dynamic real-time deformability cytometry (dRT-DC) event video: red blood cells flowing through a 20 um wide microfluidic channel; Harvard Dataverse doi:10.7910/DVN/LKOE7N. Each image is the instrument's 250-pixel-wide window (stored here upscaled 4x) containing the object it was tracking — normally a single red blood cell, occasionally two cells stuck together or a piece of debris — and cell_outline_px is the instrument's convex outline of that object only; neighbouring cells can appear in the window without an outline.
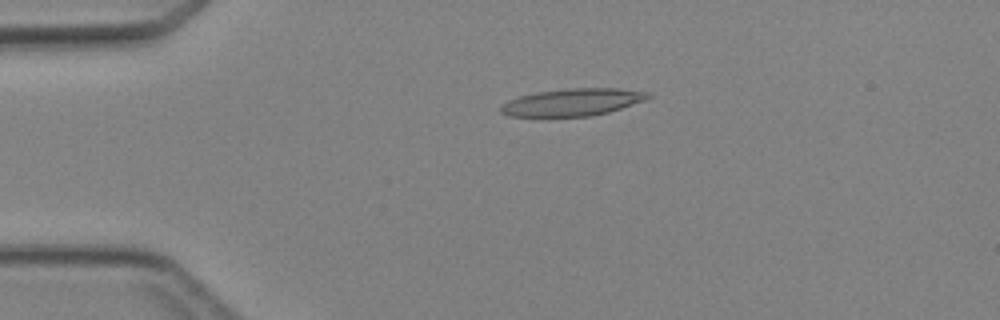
{"species": "Egyptian fruit bat (a non-hibernating species)", "species_latin": "Rousettus aegyptiacus", "temperature_condition": "cold", "stored_images_in_passage": 2, "camera_frame_rate_fps": 3000, "um_per_image_px": 0.085, "animal": {"sex": "female"}, "frame": {"image": 1, "passage_image": 1, "time_ms": 0.0, "image_size_px": [1000, 320], "cell_outline_px": [[652, 96], [644, 100], [608, 112], [592, 116], [540, 120], [508, 116], [500, 112], [500, 108], [508, 100], [520, 96], [536, 92], [568, 88], [616, 88], [648, 92]], "centroid_in_image_um": [48.54, 8.74], "position_along_channel_um": 36.5, "area_um2": 24.39}}